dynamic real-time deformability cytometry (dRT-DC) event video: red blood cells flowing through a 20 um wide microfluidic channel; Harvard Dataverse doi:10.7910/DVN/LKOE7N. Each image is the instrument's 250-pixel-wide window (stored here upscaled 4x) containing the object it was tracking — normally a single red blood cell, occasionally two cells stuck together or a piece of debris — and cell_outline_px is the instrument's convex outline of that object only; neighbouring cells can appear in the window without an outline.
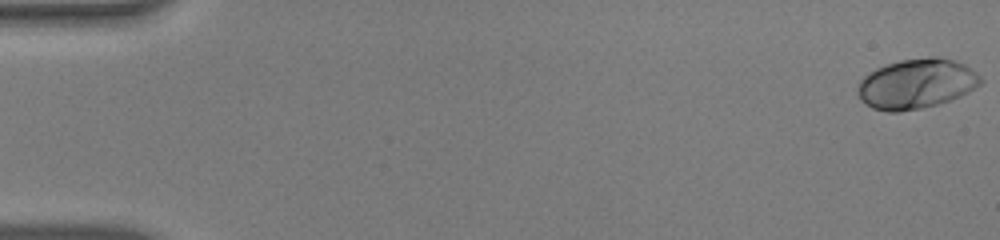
{"species": "human", "species_latin": "Homo sapiens", "temperature_condition": "warm", "stored_images_in_passage": 54, "camera_frame_rate_fps": 3000, "um_per_image_px": 0.085, "donor": {"sex": "male"}, "frame": {"image": 1, "passage_image": 1, "time_ms": 0.0, "image_size_px": [1000, 240], "cell_outline_px": [[984, 80], [980, 84], [968, 92], [960, 96], [936, 104], [920, 108], [900, 112], [888, 112], [872, 108], [860, 100], [856, 92], [856, 88], [860, 80], [864, 76], [876, 68], [884, 64], [900, 60], [928, 56], [936, 56], [952, 60], [964, 64], [976, 72]], "centroid_in_image_um": [77.86, 7.11], "position_along_channel_um": 7.1, "area_um2": 35.89}}
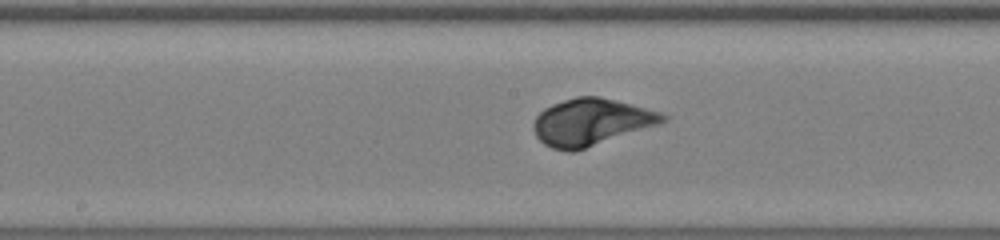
{"frame": {"image": 2, "passage_image": 29, "time_ms": 9.333, "image_size_px": [1000, 240], "cell_outline_px": [[668, 120], [660, 124], [572, 152], [568, 152], [552, 148], [544, 144], [536, 136], [532, 128], [532, 124], [536, 116], [544, 108], [552, 104], [576, 96], [600, 96], [616, 100], [660, 112], [668, 116]], "centroid_in_image_um": [50.23, 10.37], "position_along_channel_um": 198.0, "area_um2": 35.2}}
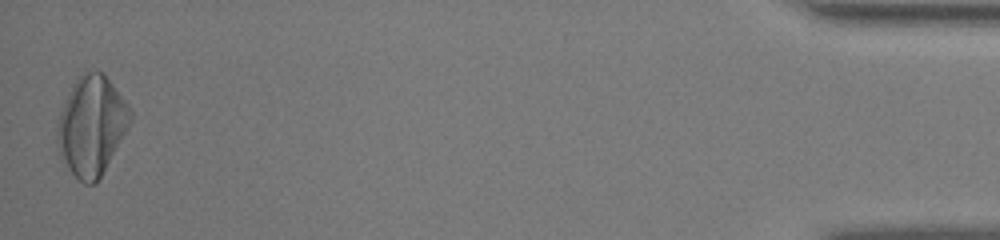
{"frame": {"image": 3, "passage_image": 54, "time_ms": 17.667, "image_size_px": [1000, 240], "cell_outline_px": [[132, 120], [128, 128], [96, 184], [84, 184], [68, 168], [60, 156], [56, 140], [56, 124], [60, 112], [72, 84], [76, 76], [84, 72], [104, 72], [128, 104], [132, 112]], "centroid_in_image_um": [7.77, 10.66], "position_along_channel_um": 427.4, "area_um2": 42.31}, "authors_computed_cell_mechanics": {"area_um2": 34.8823, "velocity_mm_per_s": 3.8386, "shape_relaxation_time_tau1_ms": 3.8491, "shape_relaxation_time_tau2_ms": null, "deformation_change_tau1": 0.2088, "deformation_change_tau2": null}}